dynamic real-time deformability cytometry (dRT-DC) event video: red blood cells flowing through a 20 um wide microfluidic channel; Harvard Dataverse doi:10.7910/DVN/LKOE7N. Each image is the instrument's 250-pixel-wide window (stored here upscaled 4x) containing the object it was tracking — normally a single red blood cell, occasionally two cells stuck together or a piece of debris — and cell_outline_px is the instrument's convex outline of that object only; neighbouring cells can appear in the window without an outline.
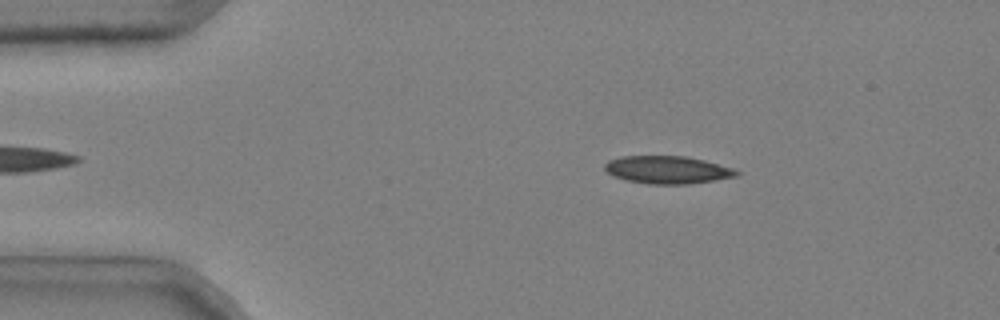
{"species": "common noctule bat (a hibernating species)", "species_latin": "Nyctalus noctula", "temperature_condition": "cold", "stored_images_in_passage": 48, "camera_frame_rate_fps": 3000, "um_per_image_px": 0.085, "animal": {"sex": "male", "body_mass_g": 20.4}, "frame": {"image": 1, "passage_image": 6, "time_ms": 1.667, "image_size_px": [1000, 320], "cell_outline_px": [[740, 176], [688, 184], [648, 184], [628, 180], [612, 176], [604, 168], [604, 164], [608, 160], [620, 156], [684, 156], [704, 160], [732, 168], [740, 172]], "centroid_in_image_um": [56.72, 14.43], "position_along_channel_um": 28.3, "area_um2": 21.27}}
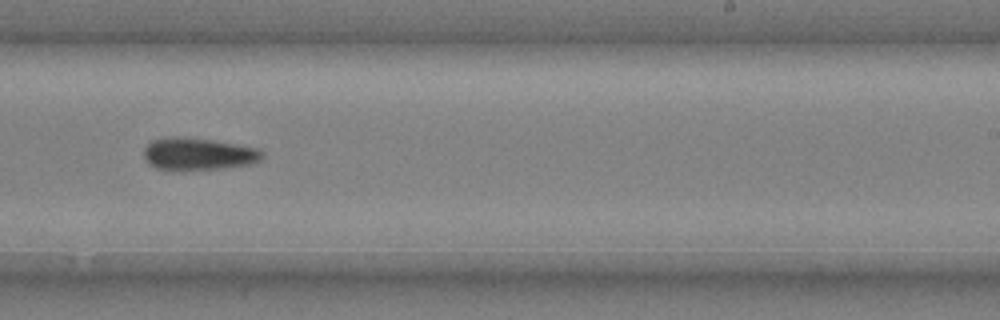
{"frame": {"image": 2, "passage_image": 30, "time_ms": 9.667, "image_size_px": [1000, 320], "cell_outline_px": [[264, 156], [260, 160], [252, 164], [224, 168], [180, 172], [172, 172], [156, 168], [148, 164], [144, 156], [144, 148], [152, 140], [208, 140], [236, 144], [260, 148], [264, 152]], "centroid_in_image_um": [16.91, 13.18], "position_along_channel_um": 272.1, "area_um2": 22.02}}
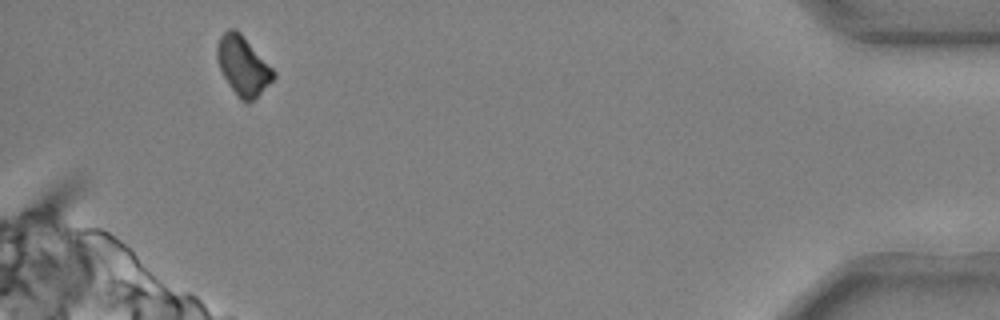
{"frame": {"image": 3, "passage_image": 46, "time_ms": 15.0, "image_size_px": [1000, 320], "cell_outline_px": [[276, 76], [252, 100], [240, 100], [228, 84], [216, 60], [216, 48], [220, 36], [228, 28], [236, 28], [240, 32], [276, 72]], "centroid_in_image_um": [20.62, 5.54], "position_along_channel_um": 414.6, "area_um2": 19.07}}